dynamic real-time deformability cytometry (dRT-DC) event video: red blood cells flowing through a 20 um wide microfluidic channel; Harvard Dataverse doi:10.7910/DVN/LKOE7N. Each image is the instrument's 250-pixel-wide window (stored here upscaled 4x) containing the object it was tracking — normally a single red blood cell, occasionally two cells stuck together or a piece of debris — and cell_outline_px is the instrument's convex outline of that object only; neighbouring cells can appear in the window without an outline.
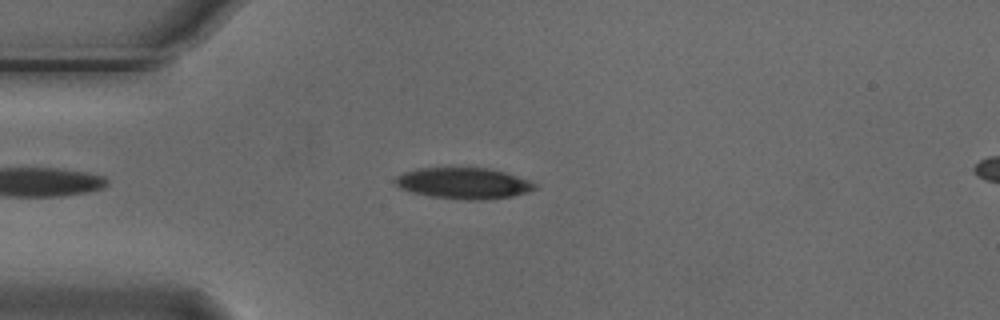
{"species": "Egyptian fruit bat (a non-hibernating species)", "species_latin": "Rousettus aegyptiacus", "temperature_condition": "cold", "stored_images_in_passage": 47, "camera_frame_rate_fps": 3000, "um_per_image_px": 0.085, "animal": {"sex": "male"}, "frame": {"image": 1, "passage_image": 7, "time_ms": 2.0, "image_size_px": [1000, 320], "cell_outline_px": [[536, 188], [528, 192], [512, 196], [480, 200], [464, 200], [428, 196], [412, 192], [400, 188], [392, 180], [396, 176], [404, 172], [420, 168], [488, 168], [504, 172], [528, 180], [536, 184]], "centroid_in_image_um": [39.37, 15.58], "position_along_channel_um": 45.6, "area_um2": 25.26}}
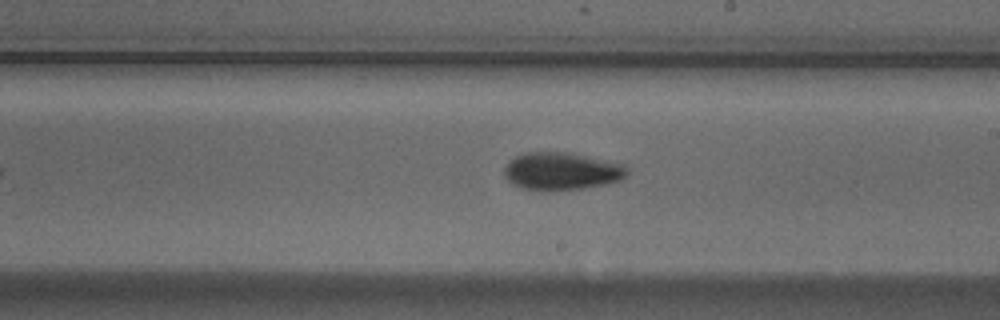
{"frame": {"image": 2, "passage_image": 24, "time_ms": 7.667, "image_size_px": [1000, 320], "cell_outline_px": [[628, 172], [620, 180], [608, 184], [584, 188], [544, 192], [540, 192], [520, 188], [512, 184], [504, 176], [504, 168], [516, 156], [524, 152], [572, 152], [624, 164], [628, 168]], "centroid_in_image_um": [47.73, 14.57], "position_along_channel_um": 241.3, "area_um2": 27.46}}
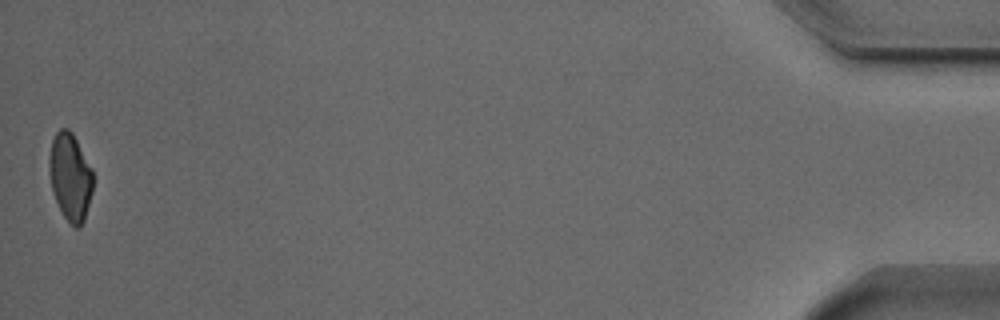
{"frame": {"image": 3, "passage_image": 47, "time_ms": 15.333, "image_size_px": [1000, 320], "cell_outline_px": [[92, 192], [84, 220], [80, 228], [76, 228], [64, 216], [56, 200], [52, 188], [48, 160], [52, 140], [56, 132], [60, 128], [68, 128], [72, 132], [92, 168]], "centroid_in_image_um": [5.97, 15.0], "position_along_channel_um": 429.2, "area_um2": 22.02}, "authors_computed_cell_mechanics": {"area_um2": 24.7962, "velocity_mm_per_s": 3.7515, "shape_relaxation_time_tau1_ms": 3.4597, "shape_relaxation_time_tau2_ms": 4.1806, "deformation_change_tau1": 0.1067, "deformation_change_tau2": 0.0994}}